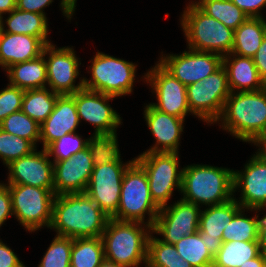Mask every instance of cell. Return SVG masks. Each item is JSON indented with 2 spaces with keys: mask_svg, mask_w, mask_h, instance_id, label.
<instances>
[{
  "mask_svg": "<svg viewBox=\"0 0 266 267\" xmlns=\"http://www.w3.org/2000/svg\"><path fill=\"white\" fill-rule=\"evenodd\" d=\"M240 267H266V255L261 252L257 257L247 260Z\"/></svg>",
  "mask_w": 266,
  "mask_h": 267,
  "instance_id": "obj_48",
  "label": "cell"
},
{
  "mask_svg": "<svg viewBox=\"0 0 266 267\" xmlns=\"http://www.w3.org/2000/svg\"><path fill=\"white\" fill-rule=\"evenodd\" d=\"M12 215V198L8 184L0 183V227Z\"/></svg>",
  "mask_w": 266,
  "mask_h": 267,
  "instance_id": "obj_43",
  "label": "cell"
},
{
  "mask_svg": "<svg viewBox=\"0 0 266 267\" xmlns=\"http://www.w3.org/2000/svg\"><path fill=\"white\" fill-rule=\"evenodd\" d=\"M250 143H254V145L260 147L254 156L266 165V139L264 137H258L253 139Z\"/></svg>",
  "mask_w": 266,
  "mask_h": 267,
  "instance_id": "obj_46",
  "label": "cell"
},
{
  "mask_svg": "<svg viewBox=\"0 0 266 267\" xmlns=\"http://www.w3.org/2000/svg\"><path fill=\"white\" fill-rule=\"evenodd\" d=\"M174 246L180 257L188 261L193 267H212L214 257L207 250L198 231L183 237Z\"/></svg>",
  "mask_w": 266,
  "mask_h": 267,
  "instance_id": "obj_34",
  "label": "cell"
},
{
  "mask_svg": "<svg viewBox=\"0 0 266 267\" xmlns=\"http://www.w3.org/2000/svg\"><path fill=\"white\" fill-rule=\"evenodd\" d=\"M266 36V27L260 18H248L234 30L231 53L242 57H253Z\"/></svg>",
  "mask_w": 266,
  "mask_h": 267,
  "instance_id": "obj_27",
  "label": "cell"
},
{
  "mask_svg": "<svg viewBox=\"0 0 266 267\" xmlns=\"http://www.w3.org/2000/svg\"><path fill=\"white\" fill-rule=\"evenodd\" d=\"M24 92L11 84L0 90V123L13 112L21 110Z\"/></svg>",
  "mask_w": 266,
  "mask_h": 267,
  "instance_id": "obj_40",
  "label": "cell"
},
{
  "mask_svg": "<svg viewBox=\"0 0 266 267\" xmlns=\"http://www.w3.org/2000/svg\"><path fill=\"white\" fill-rule=\"evenodd\" d=\"M74 94L59 95L52 113L40 125V141L46 149L64 135L74 133L79 123Z\"/></svg>",
  "mask_w": 266,
  "mask_h": 267,
  "instance_id": "obj_21",
  "label": "cell"
},
{
  "mask_svg": "<svg viewBox=\"0 0 266 267\" xmlns=\"http://www.w3.org/2000/svg\"><path fill=\"white\" fill-rule=\"evenodd\" d=\"M178 156L177 152H143L134 158L145 170L152 199L160 208L167 205L174 188L181 192Z\"/></svg>",
  "mask_w": 266,
  "mask_h": 267,
  "instance_id": "obj_8",
  "label": "cell"
},
{
  "mask_svg": "<svg viewBox=\"0 0 266 267\" xmlns=\"http://www.w3.org/2000/svg\"><path fill=\"white\" fill-rule=\"evenodd\" d=\"M104 259L101 237L73 239L70 267H99Z\"/></svg>",
  "mask_w": 266,
  "mask_h": 267,
  "instance_id": "obj_30",
  "label": "cell"
},
{
  "mask_svg": "<svg viewBox=\"0 0 266 267\" xmlns=\"http://www.w3.org/2000/svg\"><path fill=\"white\" fill-rule=\"evenodd\" d=\"M144 118L156 142L145 152H179L180 136L185 119L168 115L151 104L144 108Z\"/></svg>",
  "mask_w": 266,
  "mask_h": 267,
  "instance_id": "obj_22",
  "label": "cell"
},
{
  "mask_svg": "<svg viewBox=\"0 0 266 267\" xmlns=\"http://www.w3.org/2000/svg\"><path fill=\"white\" fill-rule=\"evenodd\" d=\"M146 267H193L177 253L173 244H168L150 234Z\"/></svg>",
  "mask_w": 266,
  "mask_h": 267,
  "instance_id": "obj_33",
  "label": "cell"
},
{
  "mask_svg": "<svg viewBox=\"0 0 266 267\" xmlns=\"http://www.w3.org/2000/svg\"><path fill=\"white\" fill-rule=\"evenodd\" d=\"M252 58L260 78L266 84V36L263 38L261 46Z\"/></svg>",
  "mask_w": 266,
  "mask_h": 267,
  "instance_id": "obj_45",
  "label": "cell"
},
{
  "mask_svg": "<svg viewBox=\"0 0 266 267\" xmlns=\"http://www.w3.org/2000/svg\"><path fill=\"white\" fill-rule=\"evenodd\" d=\"M259 245L261 252L266 255V214L259 219Z\"/></svg>",
  "mask_w": 266,
  "mask_h": 267,
  "instance_id": "obj_47",
  "label": "cell"
},
{
  "mask_svg": "<svg viewBox=\"0 0 266 267\" xmlns=\"http://www.w3.org/2000/svg\"><path fill=\"white\" fill-rule=\"evenodd\" d=\"M244 212L242 208L223 230L222 242L259 241V216L248 218Z\"/></svg>",
  "mask_w": 266,
  "mask_h": 267,
  "instance_id": "obj_35",
  "label": "cell"
},
{
  "mask_svg": "<svg viewBox=\"0 0 266 267\" xmlns=\"http://www.w3.org/2000/svg\"><path fill=\"white\" fill-rule=\"evenodd\" d=\"M8 184L30 185L54 192L53 162L46 149L12 161L7 165Z\"/></svg>",
  "mask_w": 266,
  "mask_h": 267,
  "instance_id": "obj_18",
  "label": "cell"
},
{
  "mask_svg": "<svg viewBox=\"0 0 266 267\" xmlns=\"http://www.w3.org/2000/svg\"><path fill=\"white\" fill-rule=\"evenodd\" d=\"M204 13L235 30L249 17L231 0H199L194 2Z\"/></svg>",
  "mask_w": 266,
  "mask_h": 267,
  "instance_id": "obj_31",
  "label": "cell"
},
{
  "mask_svg": "<svg viewBox=\"0 0 266 267\" xmlns=\"http://www.w3.org/2000/svg\"><path fill=\"white\" fill-rule=\"evenodd\" d=\"M133 161L134 159L126 164L110 162L94 167L91 173L85 193L109 218L117 212L124 172Z\"/></svg>",
  "mask_w": 266,
  "mask_h": 267,
  "instance_id": "obj_12",
  "label": "cell"
},
{
  "mask_svg": "<svg viewBox=\"0 0 266 267\" xmlns=\"http://www.w3.org/2000/svg\"><path fill=\"white\" fill-rule=\"evenodd\" d=\"M53 0H17L16 8L18 10H23L32 13H39L45 15L44 8L52 4ZM61 9L63 12V16L67 17V19H71L73 16V12L76 9V0H61Z\"/></svg>",
  "mask_w": 266,
  "mask_h": 267,
  "instance_id": "obj_41",
  "label": "cell"
},
{
  "mask_svg": "<svg viewBox=\"0 0 266 267\" xmlns=\"http://www.w3.org/2000/svg\"><path fill=\"white\" fill-rule=\"evenodd\" d=\"M17 0H0V17L3 18V14L10 13L16 8Z\"/></svg>",
  "mask_w": 266,
  "mask_h": 267,
  "instance_id": "obj_49",
  "label": "cell"
},
{
  "mask_svg": "<svg viewBox=\"0 0 266 267\" xmlns=\"http://www.w3.org/2000/svg\"><path fill=\"white\" fill-rule=\"evenodd\" d=\"M181 27L189 49L213 52L222 57L231 53L234 30L204 13L195 3L189 2L181 17Z\"/></svg>",
  "mask_w": 266,
  "mask_h": 267,
  "instance_id": "obj_5",
  "label": "cell"
},
{
  "mask_svg": "<svg viewBox=\"0 0 266 267\" xmlns=\"http://www.w3.org/2000/svg\"><path fill=\"white\" fill-rule=\"evenodd\" d=\"M87 147L90 150L94 167H99L110 162H123L120 158L121 154L118 148L116 132L93 133V136L88 138Z\"/></svg>",
  "mask_w": 266,
  "mask_h": 267,
  "instance_id": "obj_32",
  "label": "cell"
},
{
  "mask_svg": "<svg viewBox=\"0 0 266 267\" xmlns=\"http://www.w3.org/2000/svg\"><path fill=\"white\" fill-rule=\"evenodd\" d=\"M1 30H2V17H0V33H1Z\"/></svg>",
  "mask_w": 266,
  "mask_h": 267,
  "instance_id": "obj_52",
  "label": "cell"
},
{
  "mask_svg": "<svg viewBox=\"0 0 266 267\" xmlns=\"http://www.w3.org/2000/svg\"><path fill=\"white\" fill-rule=\"evenodd\" d=\"M72 242L70 237L56 235L38 267H70Z\"/></svg>",
  "mask_w": 266,
  "mask_h": 267,
  "instance_id": "obj_38",
  "label": "cell"
},
{
  "mask_svg": "<svg viewBox=\"0 0 266 267\" xmlns=\"http://www.w3.org/2000/svg\"><path fill=\"white\" fill-rule=\"evenodd\" d=\"M46 45L35 36L0 33V66L6 70L13 64L33 60L42 55Z\"/></svg>",
  "mask_w": 266,
  "mask_h": 267,
  "instance_id": "obj_23",
  "label": "cell"
},
{
  "mask_svg": "<svg viewBox=\"0 0 266 267\" xmlns=\"http://www.w3.org/2000/svg\"><path fill=\"white\" fill-rule=\"evenodd\" d=\"M241 209L237 200L232 198L225 203L208 206L204 211L201 210L198 232L213 257L222 245L223 230Z\"/></svg>",
  "mask_w": 266,
  "mask_h": 267,
  "instance_id": "obj_20",
  "label": "cell"
},
{
  "mask_svg": "<svg viewBox=\"0 0 266 267\" xmlns=\"http://www.w3.org/2000/svg\"><path fill=\"white\" fill-rule=\"evenodd\" d=\"M233 172V169L202 164L183 167L181 199L199 207L229 201L234 198Z\"/></svg>",
  "mask_w": 266,
  "mask_h": 267,
  "instance_id": "obj_4",
  "label": "cell"
},
{
  "mask_svg": "<svg viewBox=\"0 0 266 267\" xmlns=\"http://www.w3.org/2000/svg\"><path fill=\"white\" fill-rule=\"evenodd\" d=\"M244 170V171H243ZM242 172H233V188L241 189L240 200L235 198L242 208L251 211H261L266 208V165L254 155Z\"/></svg>",
  "mask_w": 266,
  "mask_h": 267,
  "instance_id": "obj_19",
  "label": "cell"
},
{
  "mask_svg": "<svg viewBox=\"0 0 266 267\" xmlns=\"http://www.w3.org/2000/svg\"><path fill=\"white\" fill-rule=\"evenodd\" d=\"M144 76V80L157 96L158 102L150 103L155 109L182 119L191 113L187 101V87L159 62Z\"/></svg>",
  "mask_w": 266,
  "mask_h": 267,
  "instance_id": "obj_13",
  "label": "cell"
},
{
  "mask_svg": "<svg viewBox=\"0 0 266 267\" xmlns=\"http://www.w3.org/2000/svg\"><path fill=\"white\" fill-rule=\"evenodd\" d=\"M88 139H82L76 132L64 135L58 140L52 142L46 151L49 157L53 156L54 160L61 161L64 159H69L74 156L77 152L83 151L87 148Z\"/></svg>",
  "mask_w": 266,
  "mask_h": 267,
  "instance_id": "obj_39",
  "label": "cell"
},
{
  "mask_svg": "<svg viewBox=\"0 0 266 267\" xmlns=\"http://www.w3.org/2000/svg\"><path fill=\"white\" fill-rule=\"evenodd\" d=\"M261 253L259 241L222 242L212 267H240Z\"/></svg>",
  "mask_w": 266,
  "mask_h": 267,
  "instance_id": "obj_28",
  "label": "cell"
},
{
  "mask_svg": "<svg viewBox=\"0 0 266 267\" xmlns=\"http://www.w3.org/2000/svg\"><path fill=\"white\" fill-rule=\"evenodd\" d=\"M222 129L244 141L263 137L266 133V87L258 91L231 92L217 123Z\"/></svg>",
  "mask_w": 266,
  "mask_h": 267,
  "instance_id": "obj_2",
  "label": "cell"
},
{
  "mask_svg": "<svg viewBox=\"0 0 266 267\" xmlns=\"http://www.w3.org/2000/svg\"><path fill=\"white\" fill-rule=\"evenodd\" d=\"M46 15L32 13L15 8L5 20L8 29L4 27L2 18V31L11 34H25L38 37L45 45L51 44L48 37V23Z\"/></svg>",
  "mask_w": 266,
  "mask_h": 267,
  "instance_id": "obj_26",
  "label": "cell"
},
{
  "mask_svg": "<svg viewBox=\"0 0 266 267\" xmlns=\"http://www.w3.org/2000/svg\"><path fill=\"white\" fill-rule=\"evenodd\" d=\"M198 205L182 199L173 205L160 208L152 227V232L162 235L160 239L168 244H175L183 237L199 230L201 210Z\"/></svg>",
  "mask_w": 266,
  "mask_h": 267,
  "instance_id": "obj_11",
  "label": "cell"
},
{
  "mask_svg": "<svg viewBox=\"0 0 266 267\" xmlns=\"http://www.w3.org/2000/svg\"><path fill=\"white\" fill-rule=\"evenodd\" d=\"M249 18L262 17L261 9L266 6V0H231Z\"/></svg>",
  "mask_w": 266,
  "mask_h": 267,
  "instance_id": "obj_42",
  "label": "cell"
},
{
  "mask_svg": "<svg viewBox=\"0 0 266 267\" xmlns=\"http://www.w3.org/2000/svg\"><path fill=\"white\" fill-rule=\"evenodd\" d=\"M0 128L5 132L31 141L35 146L40 141V125L23 111L13 112L1 123Z\"/></svg>",
  "mask_w": 266,
  "mask_h": 267,
  "instance_id": "obj_36",
  "label": "cell"
},
{
  "mask_svg": "<svg viewBox=\"0 0 266 267\" xmlns=\"http://www.w3.org/2000/svg\"><path fill=\"white\" fill-rule=\"evenodd\" d=\"M93 169L88 147L69 159L53 162L54 194L85 193Z\"/></svg>",
  "mask_w": 266,
  "mask_h": 267,
  "instance_id": "obj_17",
  "label": "cell"
},
{
  "mask_svg": "<svg viewBox=\"0 0 266 267\" xmlns=\"http://www.w3.org/2000/svg\"><path fill=\"white\" fill-rule=\"evenodd\" d=\"M46 57L47 84L53 92L60 95L74 94L84 88L83 79L75 85V79L79 74L78 57L71 47L55 48V45L48 44L44 47L43 53Z\"/></svg>",
  "mask_w": 266,
  "mask_h": 267,
  "instance_id": "obj_14",
  "label": "cell"
},
{
  "mask_svg": "<svg viewBox=\"0 0 266 267\" xmlns=\"http://www.w3.org/2000/svg\"><path fill=\"white\" fill-rule=\"evenodd\" d=\"M9 84L23 90L40 89L47 86L45 56L11 65L6 70Z\"/></svg>",
  "mask_w": 266,
  "mask_h": 267,
  "instance_id": "obj_25",
  "label": "cell"
},
{
  "mask_svg": "<svg viewBox=\"0 0 266 267\" xmlns=\"http://www.w3.org/2000/svg\"><path fill=\"white\" fill-rule=\"evenodd\" d=\"M47 88L49 87L25 90L22 99L21 111L39 125L52 113L56 100L60 95Z\"/></svg>",
  "mask_w": 266,
  "mask_h": 267,
  "instance_id": "obj_29",
  "label": "cell"
},
{
  "mask_svg": "<svg viewBox=\"0 0 266 267\" xmlns=\"http://www.w3.org/2000/svg\"><path fill=\"white\" fill-rule=\"evenodd\" d=\"M158 61L168 72L186 87L200 82L222 65V56L213 52L189 49L182 54L160 56Z\"/></svg>",
  "mask_w": 266,
  "mask_h": 267,
  "instance_id": "obj_15",
  "label": "cell"
},
{
  "mask_svg": "<svg viewBox=\"0 0 266 267\" xmlns=\"http://www.w3.org/2000/svg\"><path fill=\"white\" fill-rule=\"evenodd\" d=\"M99 267H124V266H120L119 264H116L112 261L104 259Z\"/></svg>",
  "mask_w": 266,
  "mask_h": 267,
  "instance_id": "obj_50",
  "label": "cell"
},
{
  "mask_svg": "<svg viewBox=\"0 0 266 267\" xmlns=\"http://www.w3.org/2000/svg\"><path fill=\"white\" fill-rule=\"evenodd\" d=\"M222 65L227 72L231 92H235V89L237 92L258 91L266 87L259 76L253 58L229 53L223 56Z\"/></svg>",
  "mask_w": 266,
  "mask_h": 267,
  "instance_id": "obj_24",
  "label": "cell"
},
{
  "mask_svg": "<svg viewBox=\"0 0 266 267\" xmlns=\"http://www.w3.org/2000/svg\"><path fill=\"white\" fill-rule=\"evenodd\" d=\"M261 19H262V22H263V24H264V26L266 27V18H264V17H261Z\"/></svg>",
  "mask_w": 266,
  "mask_h": 267,
  "instance_id": "obj_51",
  "label": "cell"
},
{
  "mask_svg": "<svg viewBox=\"0 0 266 267\" xmlns=\"http://www.w3.org/2000/svg\"><path fill=\"white\" fill-rule=\"evenodd\" d=\"M108 220L86 193L55 195L50 229L72 239L101 237Z\"/></svg>",
  "mask_w": 266,
  "mask_h": 267,
  "instance_id": "obj_1",
  "label": "cell"
},
{
  "mask_svg": "<svg viewBox=\"0 0 266 267\" xmlns=\"http://www.w3.org/2000/svg\"><path fill=\"white\" fill-rule=\"evenodd\" d=\"M90 66L91 78L83 77L85 89L120 97L133 91L136 64L97 52Z\"/></svg>",
  "mask_w": 266,
  "mask_h": 267,
  "instance_id": "obj_7",
  "label": "cell"
},
{
  "mask_svg": "<svg viewBox=\"0 0 266 267\" xmlns=\"http://www.w3.org/2000/svg\"><path fill=\"white\" fill-rule=\"evenodd\" d=\"M0 267H25L18 256L0 240Z\"/></svg>",
  "mask_w": 266,
  "mask_h": 267,
  "instance_id": "obj_44",
  "label": "cell"
},
{
  "mask_svg": "<svg viewBox=\"0 0 266 267\" xmlns=\"http://www.w3.org/2000/svg\"><path fill=\"white\" fill-rule=\"evenodd\" d=\"M113 98L116 97L85 88L77 91L75 103L79 120L94 125L95 134L116 132L122 119L108 103Z\"/></svg>",
  "mask_w": 266,
  "mask_h": 267,
  "instance_id": "obj_16",
  "label": "cell"
},
{
  "mask_svg": "<svg viewBox=\"0 0 266 267\" xmlns=\"http://www.w3.org/2000/svg\"><path fill=\"white\" fill-rule=\"evenodd\" d=\"M230 93L227 72L221 65L200 82L197 81L187 86L190 112L206 123H216Z\"/></svg>",
  "mask_w": 266,
  "mask_h": 267,
  "instance_id": "obj_10",
  "label": "cell"
},
{
  "mask_svg": "<svg viewBox=\"0 0 266 267\" xmlns=\"http://www.w3.org/2000/svg\"><path fill=\"white\" fill-rule=\"evenodd\" d=\"M13 215L29 232L50 228L55 194L49 189L30 185L8 184Z\"/></svg>",
  "mask_w": 266,
  "mask_h": 267,
  "instance_id": "obj_9",
  "label": "cell"
},
{
  "mask_svg": "<svg viewBox=\"0 0 266 267\" xmlns=\"http://www.w3.org/2000/svg\"><path fill=\"white\" fill-rule=\"evenodd\" d=\"M36 146L29 140L5 132L0 128V158L4 165L31 154Z\"/></svg>",
  "mask_w": 266,
  "mask_h": 267,
  "instance_id": "obj_37",
  "label": "cell"
},
{
  "mask_svg": "<svg viewBox=\"0 0 266 267\" xmlns=\"http://www.w3.org/2000/svg\"><path fill=\"white\" fill-rule=\"evenodd\" d=\"M150 234L152 227L146 223L109 218L101 236L104 258L124 267H138L141 262L146 267Z\"/></svg>",
  "mask_w": 266,
  "mask_h": 267,
  "instance_id": "obj_3",
  "label": "cell"
},
{
  "mask_svg": "<svg viewBox=\"0 0 266 267\" xmlns=\"http://www.w3.org/2000/svg\"><path fill=\"white\" fill-rule=\"evenodd\" d=\"M159 211L160 207L152 199L145 170L134 160L124 172L119 206L112 219L153 227ZM145 213L149 216L146 222Z\"/></svg>",
  "mask_w": 266,
  "mask_h": 267,
  "instance_id": "obj_6",
  "label": "cell"
}]
</instances>
